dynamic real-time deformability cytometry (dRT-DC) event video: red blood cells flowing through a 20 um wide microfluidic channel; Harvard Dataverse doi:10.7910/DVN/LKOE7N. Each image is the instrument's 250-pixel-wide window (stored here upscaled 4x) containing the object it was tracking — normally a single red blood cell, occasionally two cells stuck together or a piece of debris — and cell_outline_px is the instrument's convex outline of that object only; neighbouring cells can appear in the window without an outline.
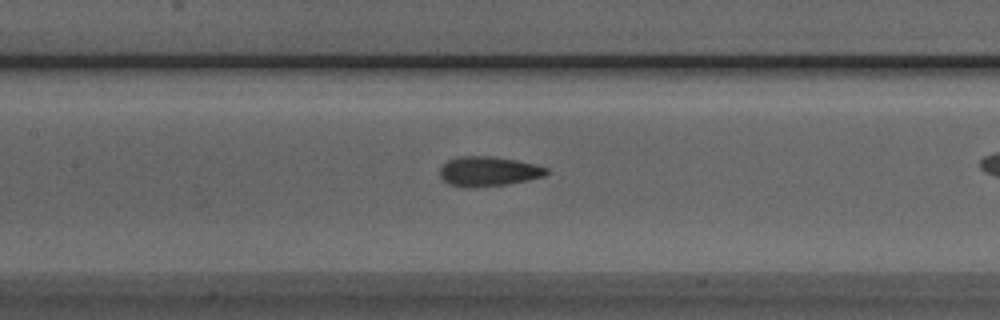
{"species": "Egyptian fruit bat (a non-hibernating species)", "species_latin": "Rousettus aegyptiacus", "temperature_condition": "room temperature", "stored_images_in_passage": 30, "camera_frame_rate_fps": 3000, "um_per_image_px": 0.085, "animal": {"sex": "male"}, "frame": {"image": 1, "passage_image": 13, "time_ms": 4.0, "image_size_px": [1000, 320], "cell_outline_px": [[548, 172], [544, 176], [528, 180], [508, 184], [476, 188], [464, 188], [448, 184], [440, 176], [440, 168], [448, 160], [460, 156], [492, 156], [516, 160], [536, 164], [548, 168]], "centroid_in_image_um": [41.51, 14.58], "position_along_channel_um": 165.9, "area_um2": 18.67}}
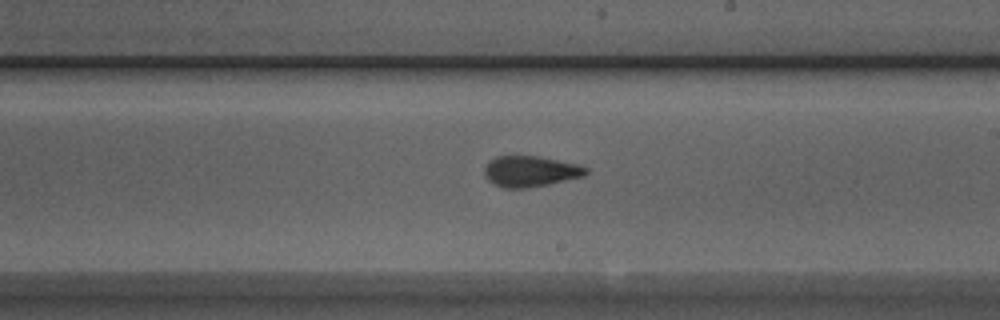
{"frame": {"image": 2, "passage_image": 19, "time_ms": 6.0, "image_size_px": [1000, 320], "cell_outline_px": [[588, 172], [584, 176], [548, 184], [524, 188], [504, 188], [488, 180], [484, 176], [484, 168], [496, 156], [540, 156], [576, 164], [588, 168]], "centroid_in_image_um": [45.09, 14.56], "position_along_channel_um": 243.9, "area_um2": 18.03}}
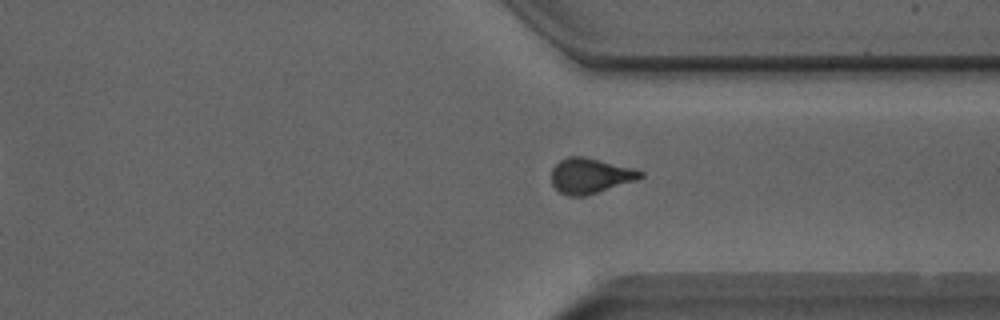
{"frame": {"image": 3, "passage_image": 28, "time_ms": 9.0, "image_size_px": [1000, 320], "cell_outline_px": [[644, 176], [636, 180], [584, 196], [568, 196], [560, 192], [552, 184], [552, 168], [560, 160], [568, 156], [584, 156], [636, 168], [644, 172]], "centroid_in_image_um": [50.18, 14.92], "position_along_channel_um": 361.2, "area_um2": 18.32}}